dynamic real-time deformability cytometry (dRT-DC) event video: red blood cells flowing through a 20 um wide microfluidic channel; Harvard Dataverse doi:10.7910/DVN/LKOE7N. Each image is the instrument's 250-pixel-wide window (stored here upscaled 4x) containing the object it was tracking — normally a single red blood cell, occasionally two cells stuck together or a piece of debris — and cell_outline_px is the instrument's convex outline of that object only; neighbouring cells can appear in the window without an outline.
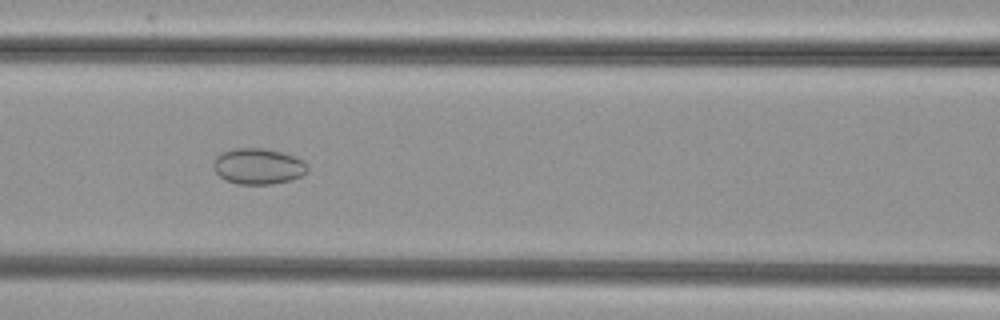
{"species": "common noctule bat (a hibernating species)", "species_latin": "Nyctalus noctula", "temperature_condition": "cold", "stored_images_in_passage": 41, "camera_frame_rate_fps": 3000, "um_per_image_px": 0.085, "animal": {"sex": "female", "body_mass_g": 29.2, "forearm_length_mm": 56.3}, "frame": {"image": 1, "passage_image": 12, "time_ms": 3.667, "image_size_px": [1000, 320], "cell_outline_px": [[308, 168], [300, 176], [288, 180], [272, 184], [236, 184], [224, 180], [212, 168], [212, 160], [216, 156], [224, 152], [236, 148], [264, 148], [284, 152], [304, 160], [308, 164]], "centroid_in_image_um": [21.92, 14.12], "position_along_channel_um": 144.7, "area_um2": 19.83}}
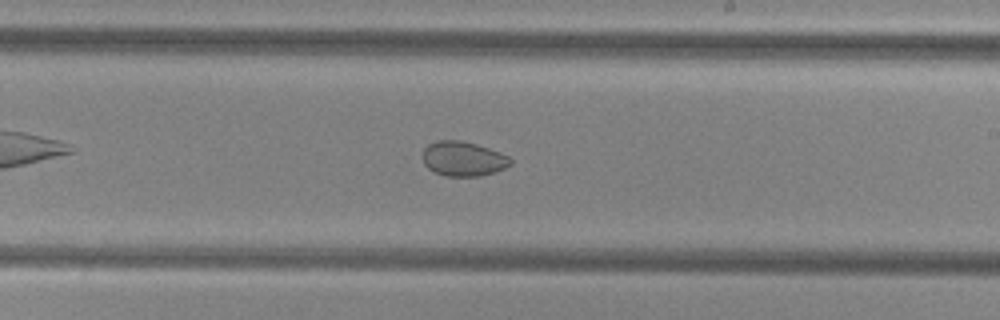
{"frame": {"image": 2, "passage_image": 20, "time_ms": 6.333, "image_size_px": [1000, 320], "cell_outline_px": [[512, 164], [504, 168], [480, 176], [444, 176], [428, 168], [424, 164], [420, 156], [424, 148], [428, 144], [436, 140], [460, 140], [476, 144], [488, 148], [508, 156], [512, 160]], "centroid_in_image_um": [39.31, 13.49], "position_along_channel_um": 249.7, "area_um2": 17.8}}
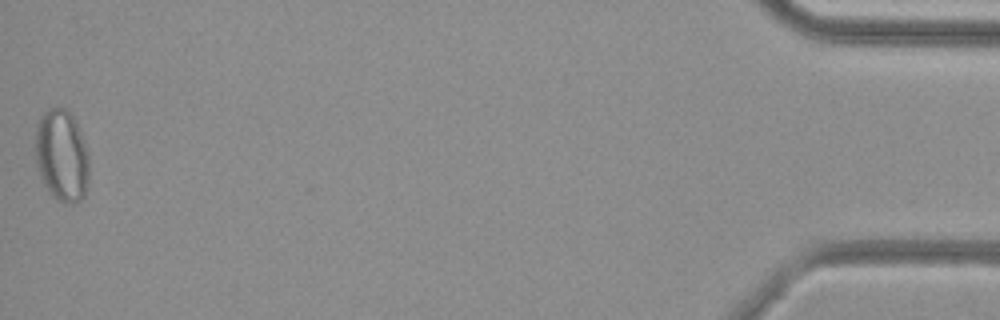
{"frame": {"image": 3, "passage_image": 41, "time_ms": 13.333, "image_size_px": [1000, 320], "cell_outline_px": [[88, 188], [84, 196], [80, 200], [72, 204], [64, 204], [56, 200], [48, 192], [40, 176], [36, 164], [36, 124], [40, 116], [48, 108], [64, 108], [76, 120], [84, 140], [88, 152]], "centroid_in_image_um": [5.25, 13.26], "position_along_channel_um": 429.9, "area_um2": 29.25}}